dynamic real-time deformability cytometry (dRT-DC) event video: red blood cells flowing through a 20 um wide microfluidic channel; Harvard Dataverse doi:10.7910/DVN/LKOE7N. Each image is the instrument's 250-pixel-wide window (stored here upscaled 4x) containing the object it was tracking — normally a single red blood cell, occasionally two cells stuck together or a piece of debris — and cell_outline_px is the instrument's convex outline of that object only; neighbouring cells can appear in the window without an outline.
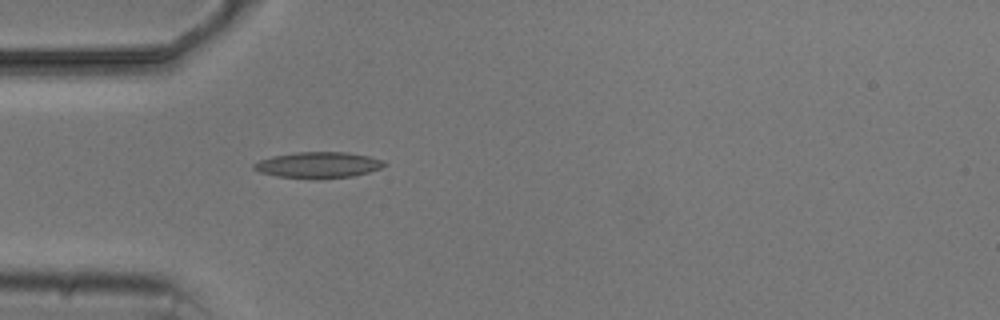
{"species": "common noctule bat (a hibernating species)", "species_latin": "Nyctalus noctula", "temperature_condition": "cold", "stored_images_in_passage": 5, "camera_frame_rate_fps": 3000, "um_per_image_px": 0.085, "animal": {"sex": "male", "body_mass_g": 20.5, "forearm_length_mm": 52.5}, "frame": {"image": 1, "passage_image": 5, "time_ms": 6.0, "image_size_px": [1000, 320], "cell_outline_px": [[388, 164], [380, 168], [368, 172], [352, 176], [316, 180], [276, 176], [260, 172], [252, 168], [252, 164], [260, 160], [272, 156], [296, 152], [348, 152], [368, 156], [380, 160]], "centroid_in_image_um": [27.01, 14.03], "position_along_channel_um": 58.0, "area_um2": 19.94}}